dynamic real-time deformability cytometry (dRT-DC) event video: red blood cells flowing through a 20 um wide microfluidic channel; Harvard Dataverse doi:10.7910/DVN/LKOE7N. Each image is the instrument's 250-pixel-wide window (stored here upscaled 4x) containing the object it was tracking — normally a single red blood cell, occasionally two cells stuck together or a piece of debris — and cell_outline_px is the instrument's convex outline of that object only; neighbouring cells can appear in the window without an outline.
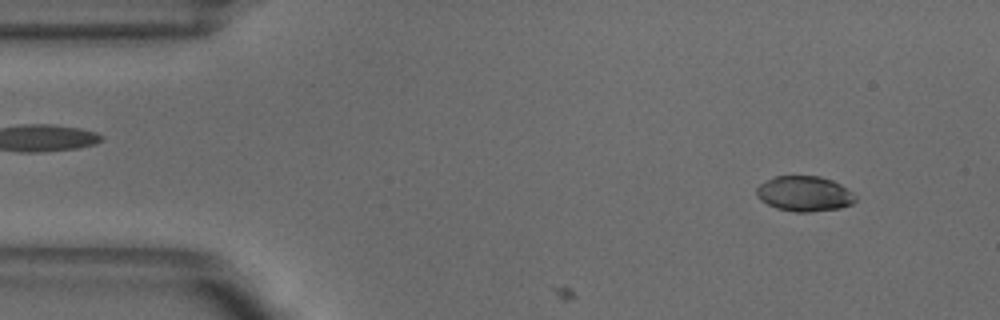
{"species": "common noctule bat (a hibernating species)", "species_latin": "Nyctalus noctula", "temperature_condition": "warm", "stored_images_in_passage": 9, "camera_frame_rate_fps": 3000, "um_per_image_px": 0.085, "animal": {"sex": "male", "body_mass_g": 18.8}, "frame": {"image": 1, "passage_image": 4, "time_ms": 1.0, "image_size_px": [1000, 320], "cell_outline_px": [[856, 200], [852, 204], [840, 208], [808, 212], [796, 212], [776, 208], [760, 200], [756, 196], [756, 188], [760, 184], [776, 176], [820, 176], [832, 180], [840, 184], [852, 192], [856, 196]], "centroid_in_image_um": [68.37, 16.47], "position_along_channel_um": 16.6, "area_um2": 20.29}}